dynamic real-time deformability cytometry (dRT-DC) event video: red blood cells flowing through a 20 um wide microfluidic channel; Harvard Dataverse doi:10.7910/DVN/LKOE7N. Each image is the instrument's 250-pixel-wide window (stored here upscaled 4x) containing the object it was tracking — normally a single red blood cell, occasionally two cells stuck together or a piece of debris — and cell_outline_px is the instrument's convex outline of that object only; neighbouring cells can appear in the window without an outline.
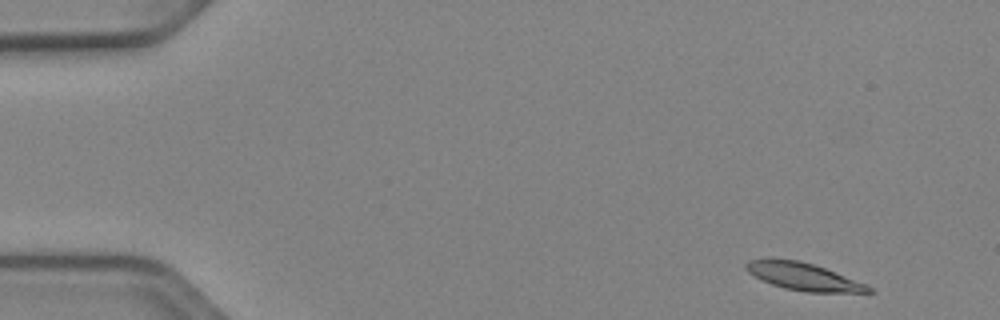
{"species": "Egyptian fruit bat (a non-hibernating species)", "species_latin": "Rousettus aegyptiacus", "temperature_condition": "cold", "stored_images_in_passage": 50, "camera_frame_rate_fps": 3000, "um_per_image_px": 0.085, "animal": {"sex": "female"}, "frame": {"image": 1, "passage_image": 2, "time_ms": 0.333, "image_size_px": [1000, 320], "cell_outline_px": [[876, 292], [808, 292], [784, 288], [772, 284], [748, 272], [744, 268], [744, 264], [748, 260], [800, 260], [824, 268], [868, 284]], "centroid_in_image_um": [68.35, 23.53], "position_along_channel_um": 16.7, "area_um2": 19.13}}
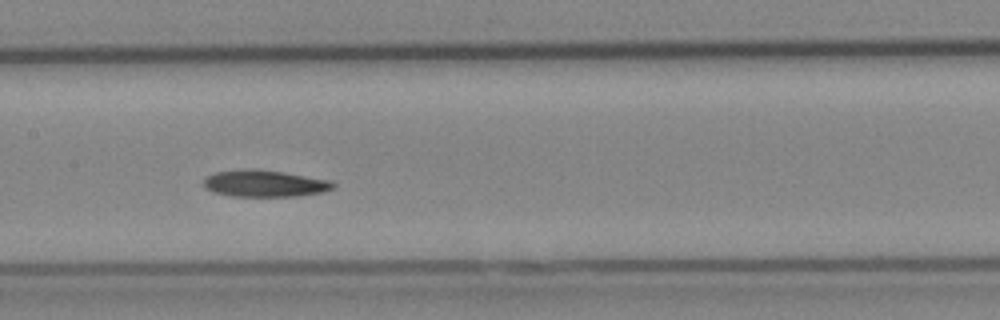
{"frame": {"image": 2, "passage_image": 24, "time_ms": 7.667, "image_size_px": [1000, 320], "cell_outline_px": [[336, 184], [332, 188], [324, 192], [300, 196], [232, 196], [216, 192], [204, 188], [204, 176], [216, 172], [240, 168], [256, 168], [284, 172], [332, 180]], "centroid_in_image_um": [22.5, 15.58], "position_along_channel_um": 184.9, "area_um2": 20.52}}
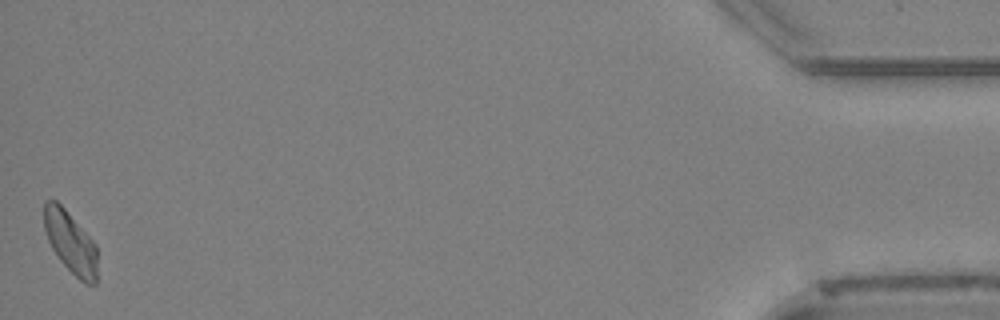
{"frame": {"image": 3, "passage_image": 50, "time_ms": 16.333, "image_size_px": [1000, 320], "cell_outline_px": [[96, 284], [84, 284], [60, 260], [52, 248], [48, 240], [44, 228], [44, 200], [56, 200], [64, 208], [96, 244]], "centroid_in_image_um": [5.98, 20.59], "position_along_channel_um": 429.2, "area_um2": 18.9}, "authors_computed_cell_mechanics": {"area_um2": 20.0277, "velocity_mm_per_s": 3.8579, "shape_relaxation_time_tau1_ms": 7.4714, "shape_relaxation_time_tau2_ms": 7.8382, "deformation_change_tau1": 0.1553, "deformation_change_tau2": 0.1341}}